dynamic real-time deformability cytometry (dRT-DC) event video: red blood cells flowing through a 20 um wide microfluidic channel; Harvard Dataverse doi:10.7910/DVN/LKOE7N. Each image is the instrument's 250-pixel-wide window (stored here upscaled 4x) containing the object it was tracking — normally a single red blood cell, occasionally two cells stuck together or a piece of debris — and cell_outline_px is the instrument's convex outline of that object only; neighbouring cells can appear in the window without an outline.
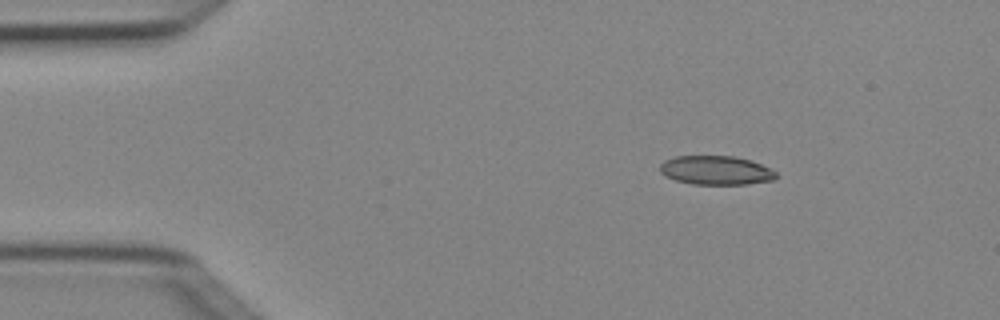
{"species": "Egyptian fruit bat (a non-hibernating species)", "species_latin": "Rousettus aegyptiacus", "temperature_condition": "cold", "stored_images_in_passage": 3, "camera_frame_rate_fps": 3000, "um_per_image_px": 0.085, "animal": {"sex": "female"}, "frame": {"image": 1, "passage_image": 1, "time_ms": 0.0, "image_size_px": [1000, 320], "cell_outline_px": [[780, 176], [776, 180], [748, 184], [692, 184], [676, 180], [664, 176], [660, 172], [660, 164], [664, 160], [676, 156], [732, 156], [752, 160], [776, 172]], "centroid_in_image_um": [60.87, 14.48], "position_along_channel_um": 24.1, "area_um2": 19.77}}
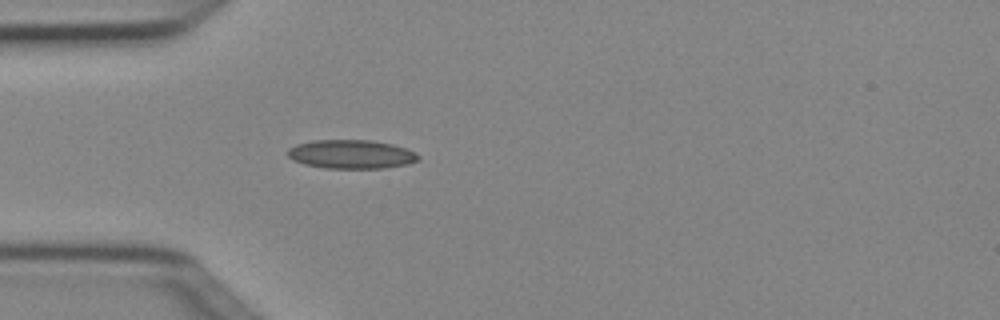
{"frame": {"image": 2, "passage_image": 3, "time_ms": 0.667, "image_size_px": [1000, 320], "cell_outline_px": [[420, 160], [408, 164], [384, 168], [328, 168], [304, 164], [292, 160], [288, 156], [288, 148], [296, 144], [312, 140], [372, 140], [392, 144], [404, 148], [420, 156]], "centroid_in_image_um": [29.84, 13.11], "position_along_channel_um": 55.2, "area_um2": 21.91}}